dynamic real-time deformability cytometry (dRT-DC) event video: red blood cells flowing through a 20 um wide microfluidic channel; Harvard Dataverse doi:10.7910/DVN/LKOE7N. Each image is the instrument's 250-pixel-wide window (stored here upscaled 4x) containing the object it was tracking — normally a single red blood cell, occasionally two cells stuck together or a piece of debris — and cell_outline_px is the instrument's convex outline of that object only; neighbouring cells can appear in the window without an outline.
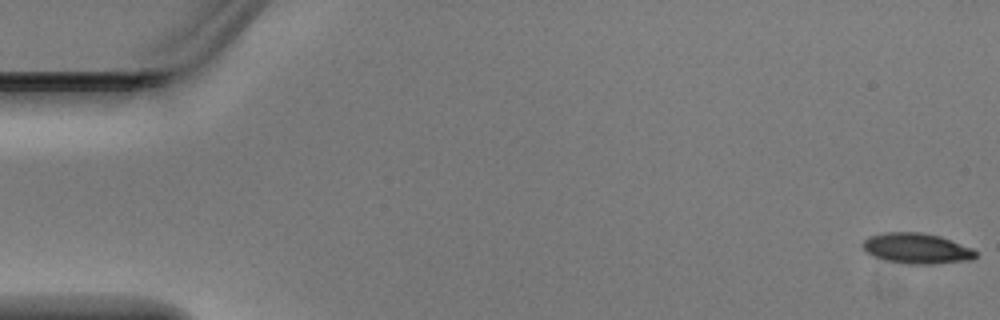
{"species": "Egyptian fruit bat (a non-hibernating species)", "species_latin": "Rousettus aegyptiacus", "temperature_condition": "warm", "stored_images_in_passage": 6, "camera_frame_rate_fps": 3000, "um_per_image_px": 0.085, "animal": {"sex": "male"}, "frame": {"image": 1, "passage_image": 1, "time_ms": 0.0, "image_size_px": [1000, 320], "cell_outline_px": [[976, 256], [972, 260], [936, 264], [904, 264], [872, 256], [860, 244], [868, 236], [884, 232], [920, 232], [940, 236], [952, 240], [972, 248], [976, 252]], "centroid_in_image_um": [77.92, 21.11], "position_along_channel_um": 7.1, "area_um2": 20.23}}
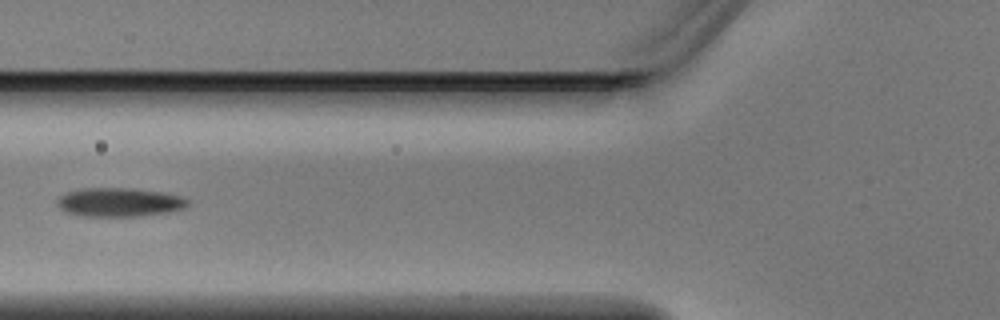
{"frame": {"image": 2, "passage_image": 5, "time_ms": 1.333, "image_size_px": [1000, 320], "cell_outline_px": [[188, 204], [184, 208], [172, 212], [140, 216], [84, 216], [64, 212], [56, 204], [56, 200], [64, 192], [80, 188], [132, 188], [164, 192], [184, 196], [188, 200]], "centroid_in_image_um": [10.14, 17.18], "position_along_channel_um": 115.7, "area_um2": 22.37}}
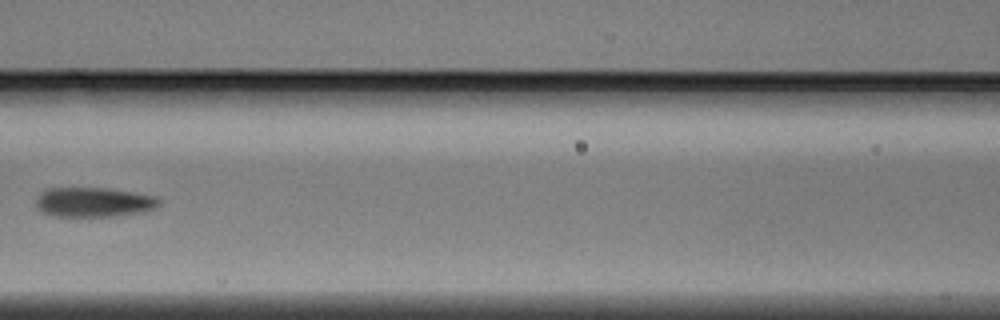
{"frame": {"image": 3, "passage_image": 6, "time_ms": 1.667, "image_size_px": [1000, 320], "cell_outline_px": [[160, 204], [152, 208], [140, 212], [112, 216], [52, 216], [36, 208], [36, 196], [40, 192], [48, 188], [108, 188], [156, 196], [160, 200]], "centroid_in_image_um": [7.91, 17.17], "position_along_channel_um": 158.7, "area_um2": 21.15}}